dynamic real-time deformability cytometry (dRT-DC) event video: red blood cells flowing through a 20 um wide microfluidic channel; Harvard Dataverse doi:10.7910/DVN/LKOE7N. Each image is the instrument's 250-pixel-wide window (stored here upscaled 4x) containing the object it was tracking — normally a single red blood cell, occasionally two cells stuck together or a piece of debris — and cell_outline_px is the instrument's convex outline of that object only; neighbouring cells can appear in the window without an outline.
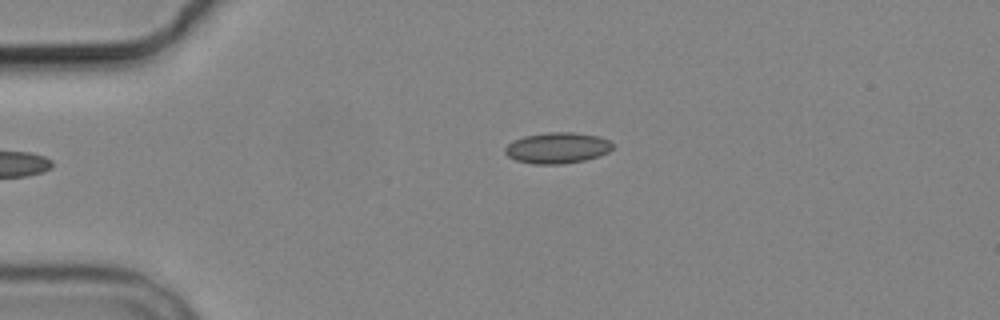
{"species": "common noctule bat (a hibernating species)", "species_latin": "Nyctalus noctula", "temperature_condition": "cold", "stored_images_in_passage": 5, "camera_frame_rate_fps": 3000, "um_per_image_px": 0.085, "animal": {"sex": "male", "body_mass_g": 19.2, "forearm_length_mm": 51.8}, "frame": {"image": 1, "passage_image": 5, "time_ms": 5.667, "image_size_px": [1000, 320], "cell_outline_px": [[612, 148], [608, 152], [600, 156], [584, 160], [564, 164], [532, 164], [516, 160], [508, 156], [504, 152], [504, 148], [508, 144], [524, 136], [548, 132], [572, 132], [600, 136], [608, 140], [612, 144]], "centroid_in_image_um": [47.38, 12.58], "position_along_channel_um": 37.6, "area_um2": 19.42}}